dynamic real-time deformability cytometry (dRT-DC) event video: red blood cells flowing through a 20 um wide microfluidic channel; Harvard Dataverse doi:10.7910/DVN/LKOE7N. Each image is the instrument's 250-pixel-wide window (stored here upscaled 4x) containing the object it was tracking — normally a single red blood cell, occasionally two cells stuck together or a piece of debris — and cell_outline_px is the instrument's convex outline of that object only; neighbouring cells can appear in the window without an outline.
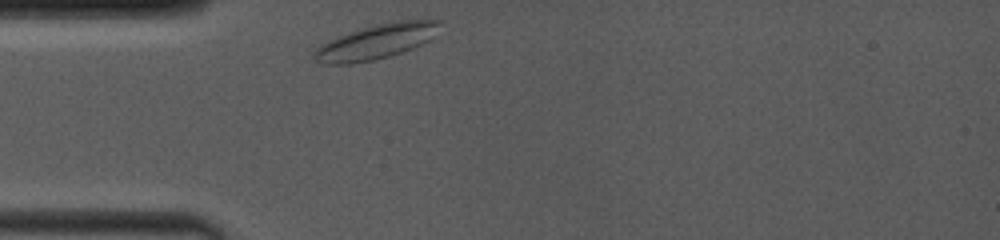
{"species": "common noctule bat (a hibernating species)", "species_latin": "Nyctalus noctula", "temperature_condition": "room temperature", "stored_images_in_passage": 6, "camera_frame_rate_fps": 4000, "um_per_image_px": 0.085, "animal": {"sex": "female", "body_mass_g": 19.0, "forearm_length_mm": 53.3}, "frame": {"image": 1, "passage_image": 1, "time_ms": 0.0, "image_size_px": [1000, 240], "cell_outline_px": [[440, 20], [432, 36], [428, 40], [412, 48], [376, 60], [352, 64], [320, 64], [312, 56], [316, 48], [320, 44], [336, 36], [348, 32], [396, 20]], "centroid_in_image_um": [31.86, 3.57], "position_along_channel_um": 53.1, "area_um2": 25.09}}
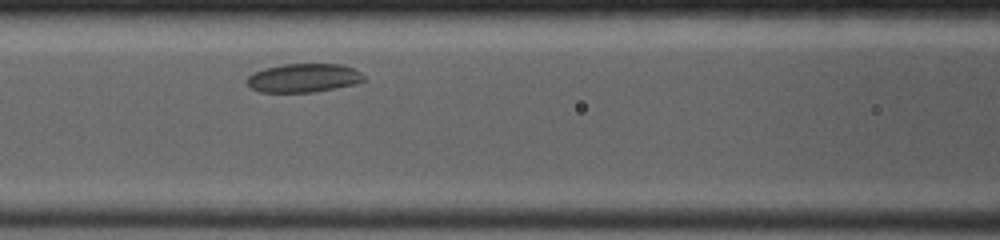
{"frame": {"image": 2, "passage_image": 6, "time_ms": 2.5, "image_size_px": [1000, 240], "cell_outline_px": [[364, 80], [356, 84], [312, 92], [260, 92], [252, 88], [244, 80], [252, 72], [264, 68], [284, 64], [340, 64], [352, 68], [360, 72], [364, 76]], "centroid_in_image_um": [25.76, 6.62], "position_along_channel_um": 140.8, "area_um2": 19.54}}